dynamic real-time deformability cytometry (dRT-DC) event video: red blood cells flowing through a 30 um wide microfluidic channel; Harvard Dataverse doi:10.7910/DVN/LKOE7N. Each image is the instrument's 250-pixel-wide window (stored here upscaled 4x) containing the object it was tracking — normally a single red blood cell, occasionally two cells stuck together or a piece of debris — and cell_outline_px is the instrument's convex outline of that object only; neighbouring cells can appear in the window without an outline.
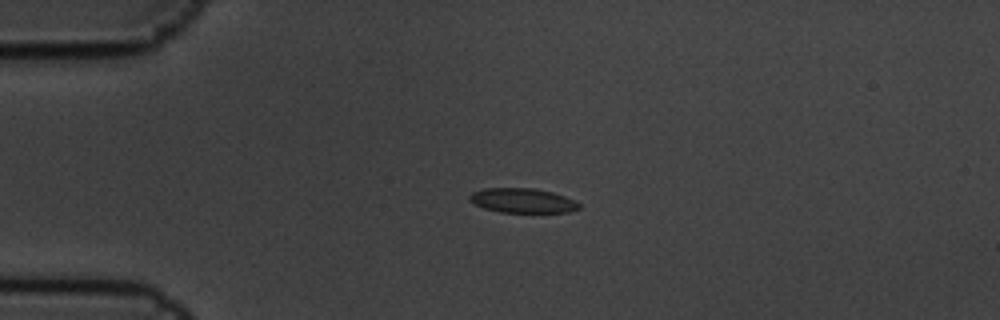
{"species": "common noctule bat (a hibernating species)", "species_latin": "Nyctalus noctula", "temperature_condition": "cold", "stored_images_in_passage": 5, "camera_frame_rate_fps": 3000, "um_per_image_px": 0.085, "animal": {"sex": "male", "body_mass_g": 19.5, "forearm_length_mm": 54.6}, "frame": {"image": 1, "passage_image": 3, "time_ms": 0.667, "image_size_px": [1000, 320], "cell_outline_px": [[580, 208], [568, 212], [500, 212], [484, 208], [468, 200], [468, 196], [472, 192], [484, 188], [532, 188], [552, 192], [564, 196], [580, 204]], "centroid_in_image_um": [44.38, 17.04], "position_along_channel_um": 40.6, "area_um2": 15.55}}
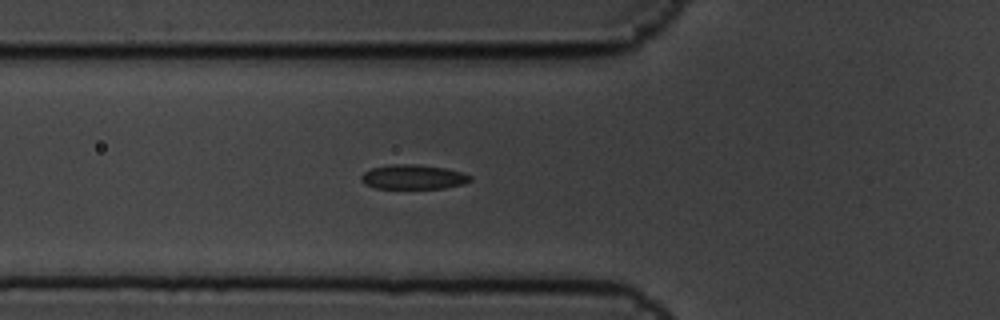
{"frame": {"image": 2, "passage_image": 5, "time_ms": 1.333, "image_size_px": [1000, 320], "cell_outline_px": [[472, 180], [464, 184], [444, 188], [376, 188], [364, 184], [360, 180], [360, 176], [364, 172], [372, 168], [388, 164], [416, 164], [444, 168], [460, 172], [472, 176]], "centroid_in_image_um": [35.1, 15.04], "position_along_channel_um": 90.7, "area_um2": 15.61}}